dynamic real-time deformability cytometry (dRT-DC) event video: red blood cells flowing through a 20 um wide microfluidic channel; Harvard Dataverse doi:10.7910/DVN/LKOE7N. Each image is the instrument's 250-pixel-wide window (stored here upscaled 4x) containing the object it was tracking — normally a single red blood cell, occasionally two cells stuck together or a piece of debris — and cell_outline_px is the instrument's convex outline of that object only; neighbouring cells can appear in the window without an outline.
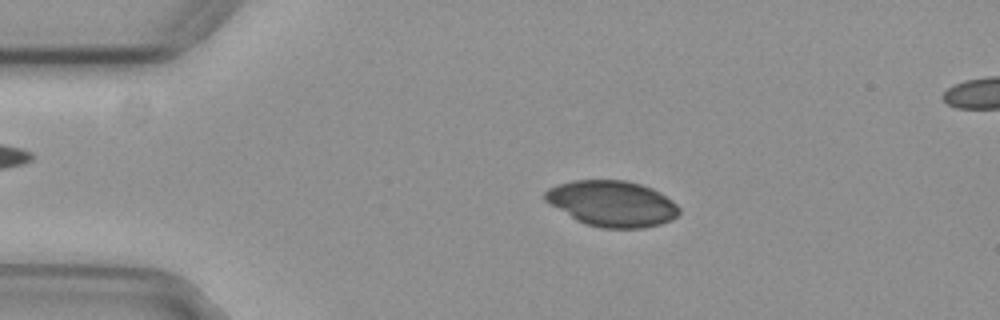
{"species": "common noctule bat (a hibernating species)", "species_latin": "Nyctalus noctula", "temperature_condition": "cold", "stored_images_in_passage": 12, "camera_frame_rate_fps": 3000, "um_per_image_px": 0.085, "animal": {"sex": "female", "body_mass_g": 29.2, "forearm_length_mm": 56.3}, "frame": {"image": 1, "passage_image": 2, "time_ms": 0.333, "image_size_px": [1000, 320], "cell_outline_px": [[680, 212], [672, 220], [660, 224], [644, 228], [600, 228], [576, 220], [544, 200], [544, 192], [548, 188], [572, 180], [624, 180], [640, 184], [652, 188], [660, 192], [672, 200], [680, 208]], "centroid_in_image_um": [52.04, 17.3], "position_along_channel_um": 33.0, "area_um2": 35.78}}